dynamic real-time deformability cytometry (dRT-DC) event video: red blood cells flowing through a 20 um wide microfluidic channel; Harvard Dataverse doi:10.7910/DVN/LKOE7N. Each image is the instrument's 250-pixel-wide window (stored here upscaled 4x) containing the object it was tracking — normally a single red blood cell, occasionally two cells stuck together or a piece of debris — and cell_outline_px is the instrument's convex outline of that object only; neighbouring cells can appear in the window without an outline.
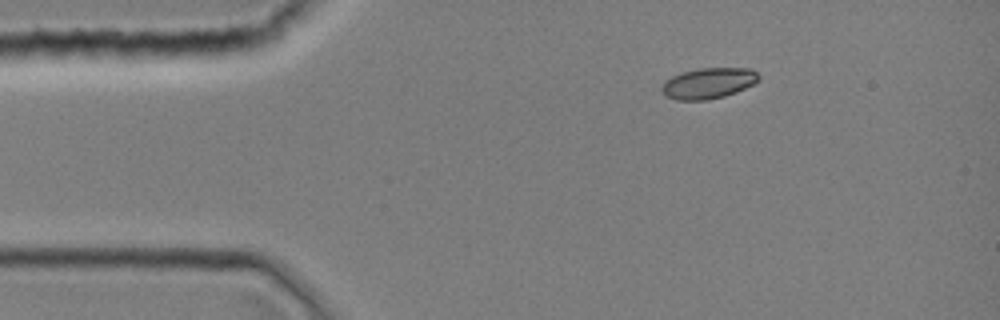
{"species": "common noctule bat (a hibernating species)", "species_latin": "Nyctalus noctula", "temperature_condition": "room temperature", "stored_images_in_passage": 1, "camera_frame_rate_fps": 3000, "um_per_image_px": 0.085, "animal": {"sex": "female", "body_mass_g": 19.0, "forearm_length_mm": 51.5}, "frame": {"image": 1, "passage_image": 1, "time_ms": 0.0, "image_size_px": [1000, 320], "cell_outline_px": [[760, 80], [736, 92], [724, 96], [704, 100], [676, 100], [664, 96], [660, 92], [660, 88], [664, 80], [680, 72], [700, 68], [752, 68], [760, 76]], "centroid_in_image_um": [60.16, 7.07], "position_along_channel_um": 24.8, "area_um2": 17.63}}